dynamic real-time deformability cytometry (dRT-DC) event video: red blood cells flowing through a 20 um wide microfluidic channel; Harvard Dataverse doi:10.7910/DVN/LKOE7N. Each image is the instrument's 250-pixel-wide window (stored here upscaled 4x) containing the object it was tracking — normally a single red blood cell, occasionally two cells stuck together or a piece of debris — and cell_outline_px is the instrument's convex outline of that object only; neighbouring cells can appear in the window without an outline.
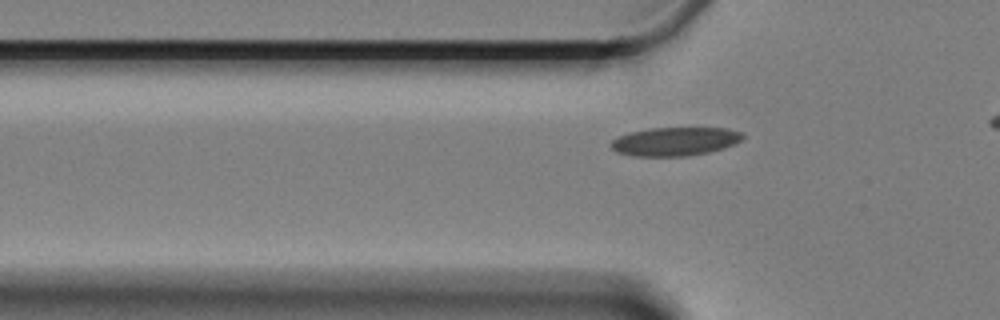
{"species": "Egyptian fruit bat (a non-hibernating species)", "species_latin": "Rousettus aegyptiacus", "temperature_condition": "cold", "stored_images_in_passage": 43, "camera_frame_rate_fps": 3000, "um_per_image_px": 0.085, "animal": {"sex": "female"}, "frame": {"image": 1, "passage_image": 12, "time_ms": 3.667, "image_size_px": [1000, 320], "cell_outline_px": [[744, 136], [740, 140], [724, 148], [708, 152], [688, 156], [632, 156], [616, 152], [608, 144], [616, 136], [628, 132], [652, 128], [728, 128], [740, 132]], "centroid_in_image_um": [57.3, 12.02], "position_along_channel_um": 68.5, "area_um2": 22.02}}
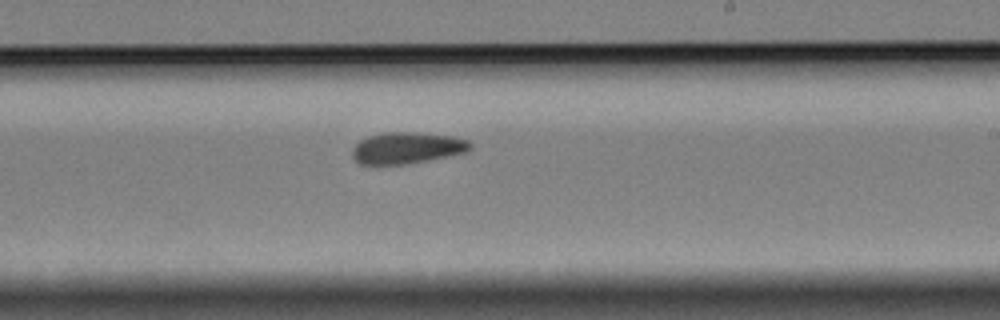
{"frame": {"image": 2, "passage_image": 29, "time_ms": 9.333, "image_size_px": [1000, 320], "cell_outline_px": [[472, 148], [468, 152], [428, 160], [404, 164], [360, 164], [352, 156], [352, 152], [356, 144], [360, 140], [368, 136], [384, 132], [416, 132], [452, 136], [468, 140], [472, 144]], "centroid_in_image_um": [34.62, 12.56], "position_along_channel_um": 254.4, "area_um2": 21.62}}
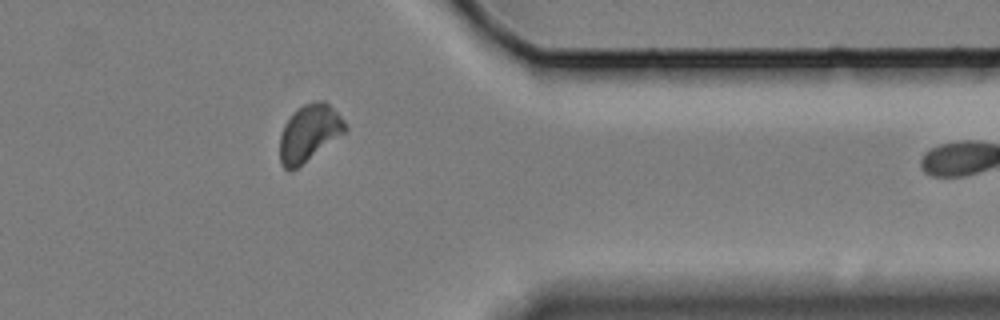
{"frame": {"image": 3, "passage_image": 42, "time_ms": 13.667, "image_size_px": [1000, 320], "cell_outline_px": [[348, 128], [344, 132], [292, 172], [288, 172], [280, 164], [280, 136], [284, 124], [292, 112], [304, 104], [316, 100], [324, 100], [348, 124]], "centroid_in_image_um": [26.25, 11.31], "position_along_channel_um": 385.2, "area_um2": 21.56}}